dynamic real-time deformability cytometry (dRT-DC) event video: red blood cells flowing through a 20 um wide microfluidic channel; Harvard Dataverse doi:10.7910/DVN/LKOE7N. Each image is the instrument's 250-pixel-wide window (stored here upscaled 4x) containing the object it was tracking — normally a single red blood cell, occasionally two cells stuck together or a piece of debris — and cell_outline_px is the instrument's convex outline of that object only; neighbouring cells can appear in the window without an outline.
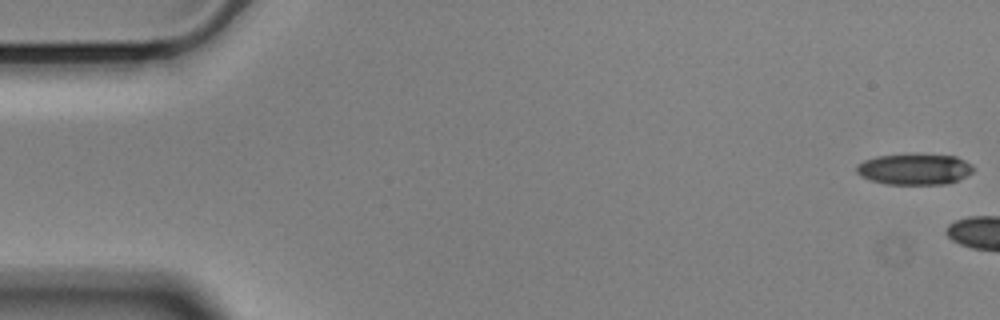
{"species": "Egyptian fruit bat (a non-hibernating species)", "species_latin": "Rousettus aegyptiacus", "temperature_condition": "cold", "stored_images_in_passage": 5, "camera_frame_rate_fps": 3000, "um_per_image_px": 0.085, "animal": {"sex": "male"}, "frame": {"image": 1, "passage_image": 1, "time_ms": 0.0, "image_size_px": [1000, 320], "cell_outline_px": [[972, 172], [956, 180], [944, 184], [888, 184], [872, 180], [860, 176], [856, 172], [856, 168], [864, 160], [876, 156], [916, 152], [956, 156], [972, 164]], "centroid_in_image_um": [77.72, 14.34], "position_along_channel_um": 7.3, "area_um2": 21.39}}